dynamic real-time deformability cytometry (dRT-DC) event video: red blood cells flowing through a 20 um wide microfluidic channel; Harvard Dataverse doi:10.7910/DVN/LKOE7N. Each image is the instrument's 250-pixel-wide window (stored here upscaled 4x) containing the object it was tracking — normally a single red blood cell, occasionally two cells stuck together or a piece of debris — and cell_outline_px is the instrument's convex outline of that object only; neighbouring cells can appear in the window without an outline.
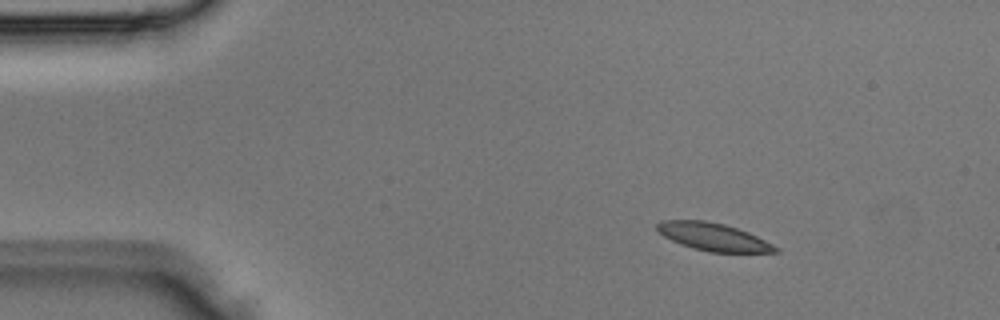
{"species": "Egyptian fruit bat (a non-hibernating species)", "species_latin": "Rousettus aegyptiacus", "temperature_condition": "room temperature", "stored_images_in_passage": 3, "camera_frame_rate_fps": 3000, "um_per_image_px": 0.085, "animal": {"sex": "male"}, "frame": {"image": 1, "passage_image": 1, "time_ms": 0.0, "image_size_px": [1000, 320], "cell_outline_px": [[780, 252], [708, 252], [692, 248], [680, 244], [664, 236], [656, 228], [656, 224], [660, 220], [704, 220], [724, 224], [748, 232], [780, 248]], "centroid_in_image_um": [60.62, 20.13], "position_along_channel_um": 24.4, "area_um2": 19.02}}
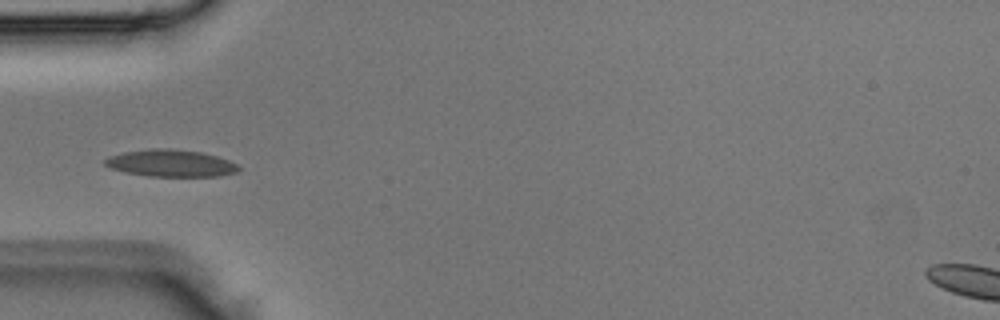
{"frame": {"image": 2, "passage_image": 3, "time_ms": 0.667, "image_size_px": [1000, 320], "cell_outline_px": [[240, 168], [236, 172], [216, 176], [148, 176], [124, 172], [112, 168], [104, 164], [104, 160], [108, 156], [124, 152], [148, 148], [168, 148], [200, 152], [216, 156], [228, 160], [236, 164]], "centroid_in_image_um": [14.47, 13.86], "position_along_channel_um": 70.5, "area_um2": 20.92}}